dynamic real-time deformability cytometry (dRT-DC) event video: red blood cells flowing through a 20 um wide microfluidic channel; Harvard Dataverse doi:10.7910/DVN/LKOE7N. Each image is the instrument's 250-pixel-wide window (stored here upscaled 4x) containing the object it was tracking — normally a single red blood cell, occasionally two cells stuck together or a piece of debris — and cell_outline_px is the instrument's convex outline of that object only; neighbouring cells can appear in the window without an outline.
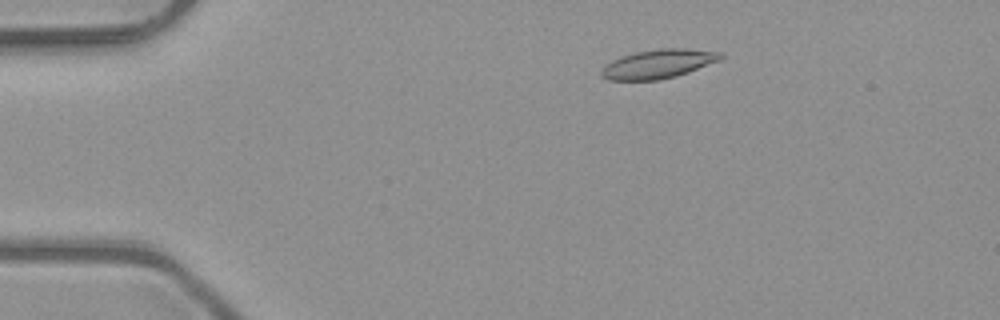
{"species": "common noctule bat (a hibernating species)", "species_latin": "Nyctalus noctula", "temperature_condition": "room temperature", "stored_images_in_passage": 8, "camera_frame_rate_fps": 3000, "um_per_image_px": 0.085, "animal": {"sex": "male", "body_mass_g": 23.1, "forearm_length_mm": 52.7}, "frame": {"image": 1, "passage_image": 3, "time_ms": 0.667, "image_size_px": [1000, 320], "cell_outline_px": [[724, 56], [720, 60], [688, 72], [676, 76], [660, 80], [608, 80], [600, 76], [600, 72], [612, 60], [620, 56], [636, 52], [660, 48], [688, 48], [724, 52]], "centroid_in_image_um": [55.99, 5.42], "position_along_channel_um": 29.0, "area_um2": 20.23}}
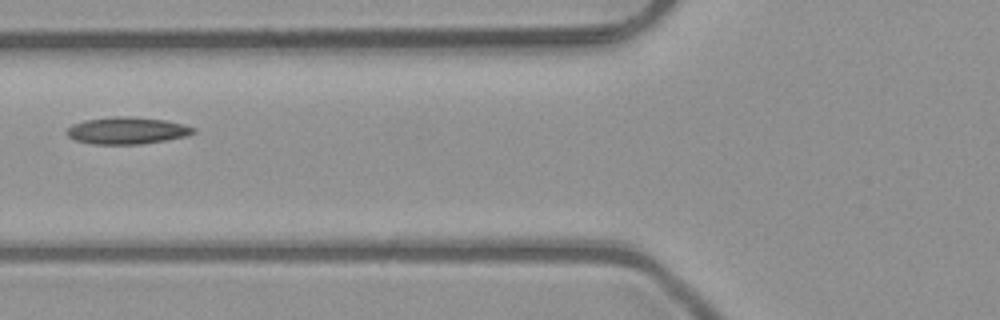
{"frame": {"image": 2, "passage_image": 6, "time_ms": 1.667, "image_size_px": [1000, 320], "cell_outline_px": [[196, 132], [188, 136], [140, 144], [92, 144], [76, 140], [68, 136], [64, 132], [72, 124], [84, 120], [112, 116], [128, 116], [164, 120], [184, 124], [196, 128]], "centroid_in_image_um": [10.79, 11.09], "position_along_channel_um": 115.0, "area_um2": 20.0}}
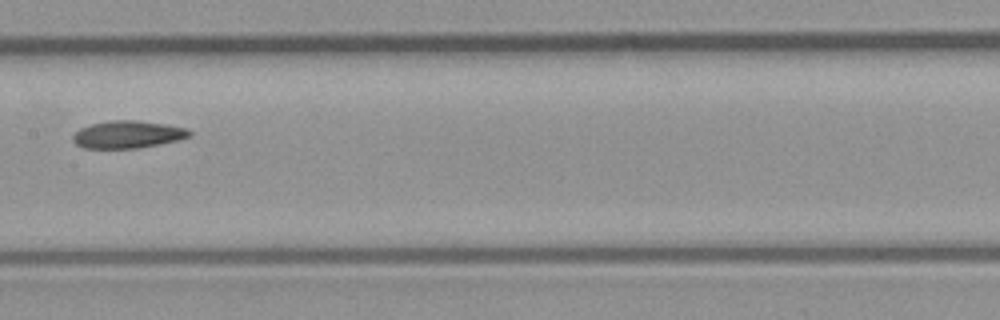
{"frame": {"image": 3, "passage_image": 8, "time_ms": 2.333, "image_size_px": [1000, 320], "cell_outline_px": [[192, 136], [176, 140], [136, 148], [84, 148], [76, 144], [72, 140], [72, 136], [80, 128], [92, 124], [112, 120], [136, 120], [164, 124], [188, 128], [192, 132]], "centroid_in_image_um": [10.85, 11.42], "position_along_channel_um": 196.5, "area_um2": 18.44}}